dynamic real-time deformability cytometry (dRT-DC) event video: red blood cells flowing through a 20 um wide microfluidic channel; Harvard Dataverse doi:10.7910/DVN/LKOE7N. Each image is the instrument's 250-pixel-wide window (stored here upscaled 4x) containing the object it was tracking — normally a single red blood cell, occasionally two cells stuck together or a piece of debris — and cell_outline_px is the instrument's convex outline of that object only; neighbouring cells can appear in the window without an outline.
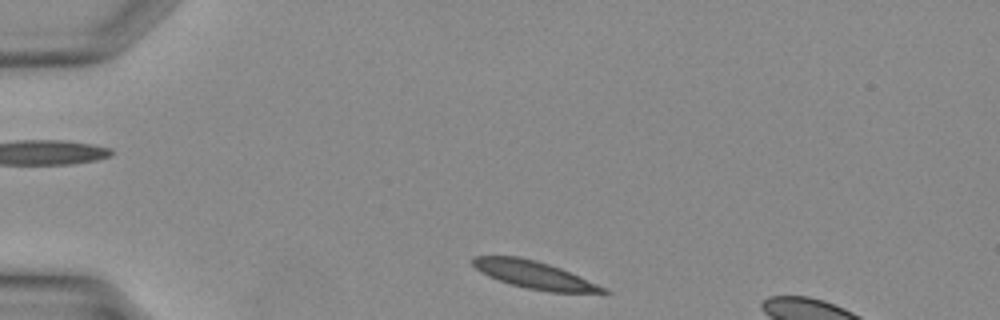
{"species": "Egyptian fruit bat (a non-hibernating species)", "species_latin": "Rousettus aegyptiacus", "temperature_condition": "warm", "stored_images_in_passage": 31, "camera_frame_rate_fps": 3000, "um_per_image_px": 0.085, "animal": {"sex": "female"}, "frame": {"image": 1, "passage_image": 1, "time_ms": 0.0, "image_size_px": [1000, 320], "cell_outline_px": [[612, 292], [548, 292], [528, 288], [512, 284], [488, 276], [480, 272], [472, 264], [472, 256], [516, 256], [536, 260], [560, 268], [608, 288]], "centroid_in_image_um": [45.4, 23.35], "position_along_channel_um": 39.6, "area_um2": 20.63}}
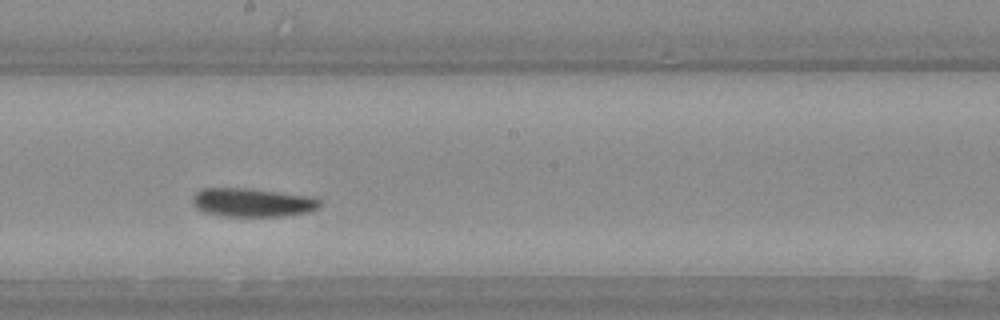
{"frame": {"image": 2, "passage_image": 14, "time_ms": 4.333, "image_size_px": [1000, 320], "cell_outline_px": [[320, 208], [308, 212], [284, 216], [220, 216], [204, 212], [196, 208], [192, 200], [192, 196], [200, 188], [248, 188], [304, 196], [320, 200]], "centroid_in_image_um": [21.39, 17.22], "position_along_channel_um": 226.8, "area_um2": 21.1}}
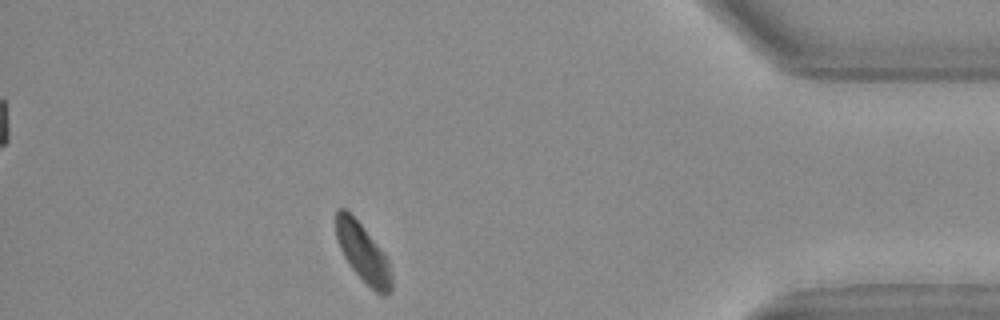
{"frame": {"image": 3, "passage_image": 26, "time_ms": 8.333, "image_size_px": [1000, 320], "cell_outline_px": [[392, 292], [384, 296], [376, 292], [352, 268], [344, 256], [340, 248], [336, 236], [336, 212], [340, 208], [344, 208], [360, 224], [376, 244], [388, 260], [392, 272]], "centroid_in_image_um": [30.87, 21.54], "position_along_channel_um": 404.3, "area_um2": 18.32}}